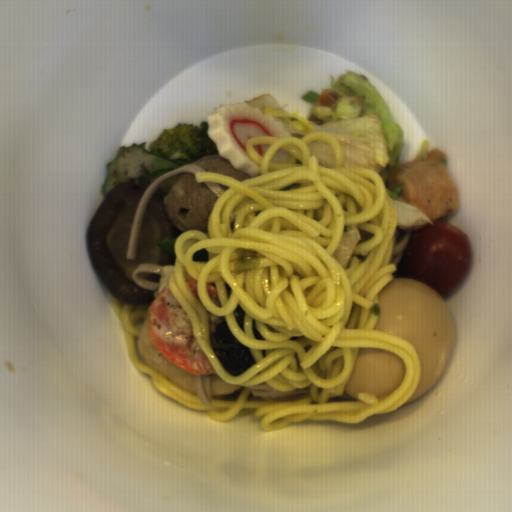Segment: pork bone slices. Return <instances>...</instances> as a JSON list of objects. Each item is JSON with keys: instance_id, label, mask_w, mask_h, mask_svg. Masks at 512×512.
<instances>
[{"instance_id": "1", "label": "pork bone slices", "mask_w": 512, "mask_h": 512, "mask_svg": "<svg viewBox=\"0 0 512 512\" xmlns=\"http://www.w3.org/2000/svg\"><path fill=\"white\" fill-rule=\"evenodd\" d=\"M361 234L357 229L343 232L336 251L331 255L338 264L347 271L356 245L360 242Z\"/></svg>"}]
</instances>
